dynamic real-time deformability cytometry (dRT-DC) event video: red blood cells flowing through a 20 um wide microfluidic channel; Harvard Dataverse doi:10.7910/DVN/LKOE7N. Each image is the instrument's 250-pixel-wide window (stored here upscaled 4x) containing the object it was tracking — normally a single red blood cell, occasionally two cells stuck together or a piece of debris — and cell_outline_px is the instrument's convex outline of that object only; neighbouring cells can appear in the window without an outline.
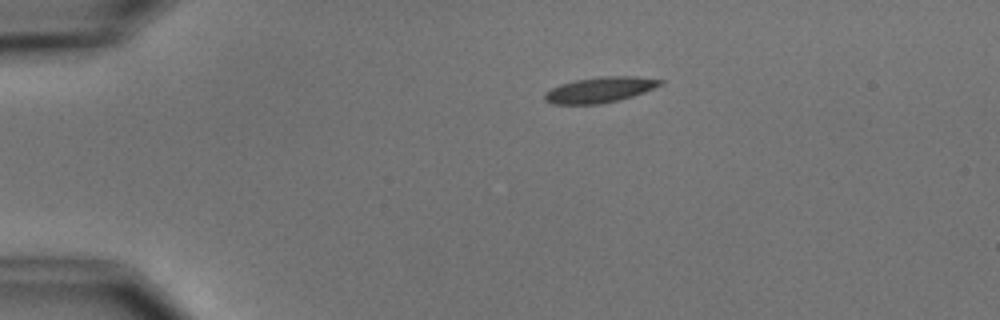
{"species": "common noctule bat (a hibernating species)", "species_latin": "Nyctalus noctula", "temperature_condition": "cold", "stored_images_in_passage": 6, "camera_frame_rate_fps": 3000, "um_per_image_px": 0.085, "animal": {"sex": "male", "body_mass_g": 15.6}, "frame": {"image": 1, "passage_image": 1, "time_ms": 0.0, "image_size_px": [1000, 320], "cell_outline_px": [[664, 84], [644, 92], [632, 96], [600, 104], [552, 104], [544, 100], [544, 92], [560, 84], [576, 80], [600, 76], [636, 76], [664, 80]], "centroid_in_image_um": [50.99, 7.62], "position_along_channel_um": 34.0, "area_um2": 17.22}}
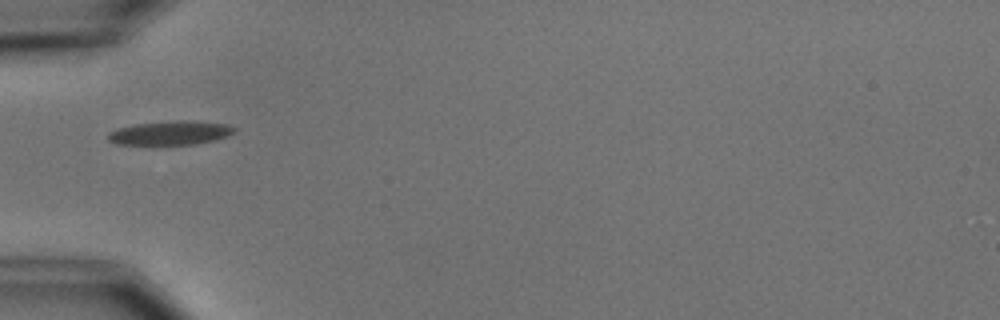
{"frame": {"image": 2, "passage_image": 3, "time_ms": 2.333, "image_size_px": [1000, 320], "cell_outline_px": [[236, 132], [228, 136], [216, 140], [196, 144], [152, 148], [116, 144], [108, 140], [108, 132], [120, 128], [136, 124], [180, 120], [188, 120], [228, 124], [236, 128]], "centroid_in_image_um": [14.46, 11.36], "position_along_channel_um": 70.5, "area_um2": 18.73}}
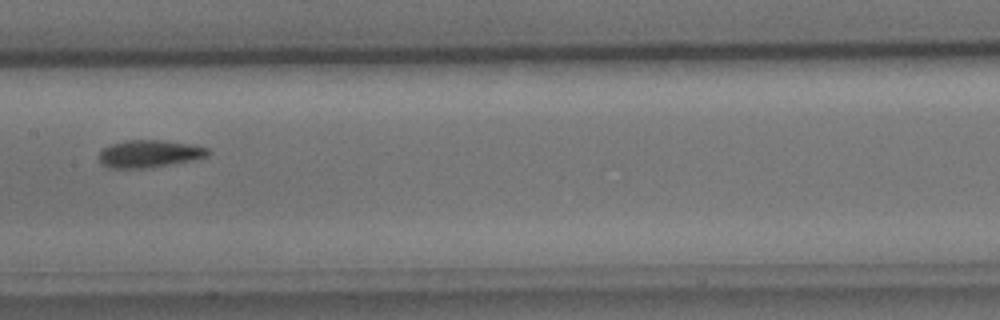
{"frame": {"image": 3, "passage_image": 6, "time_ms": 5.667, "image_size_px": [1000, 320], "cell_outline_px": [[212, 152], [208, 156], [168, 164], [140, 168], [112, 168], [104, 164], [100, 160], [100, 152], [104, 148], [112, 144], [128, 140], [164, 140], [192, 144], [208, 148]], "centroid_in_image_um": [12.73, 13.04], "position_along_channel_um": 194.7, "area_um2": 16.99}}